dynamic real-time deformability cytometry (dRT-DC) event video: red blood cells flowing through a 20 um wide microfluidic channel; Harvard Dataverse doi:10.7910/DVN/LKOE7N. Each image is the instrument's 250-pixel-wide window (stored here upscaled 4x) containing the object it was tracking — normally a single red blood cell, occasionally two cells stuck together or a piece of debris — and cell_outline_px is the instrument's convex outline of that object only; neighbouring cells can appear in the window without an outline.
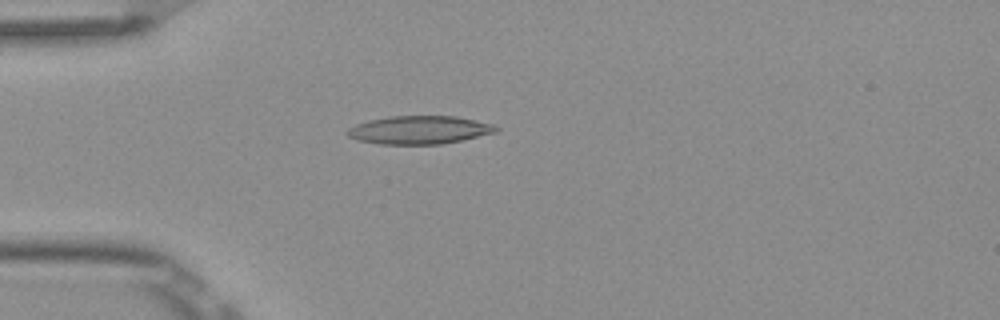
{"species": "Egyptian fruit bat (a non-hibernating species)", "species_latin": "Rousettus aegyptiacus", "temperature_condition": "room temperature", "stored_images_in_passage": 5, "camera_frame_rate_fps": 3000, "um_per_image_px": 0.085, "frame": {"image": 1, "passage_image": 4, "time_ms": 1.0, "image_size_px": [1000, 320], "cell_outline_px": [[500, 128], [496, 132], [460, 140], [440, 144], [380, 144], [356, 140], [348, 136], [344, 132], [348, 128], [356, 124], [368, 120], [388, 116], [456, 116], [476, 120], [492, 124]], "centroid_in_image_um": [35.59, 11.04], "position_along_channel_um": 49.4, "area_um2": 24.45}}